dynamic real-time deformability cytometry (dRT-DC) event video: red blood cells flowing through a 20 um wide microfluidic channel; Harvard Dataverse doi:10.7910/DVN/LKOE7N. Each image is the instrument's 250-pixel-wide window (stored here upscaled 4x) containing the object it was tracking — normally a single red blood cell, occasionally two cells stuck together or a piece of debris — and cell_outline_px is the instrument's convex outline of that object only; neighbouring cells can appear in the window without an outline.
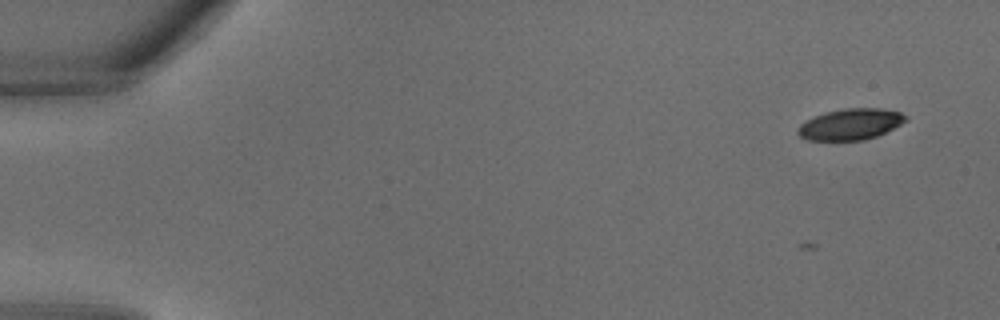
{"species": "common noctule bat (a hibernating species)", "species_latin": "Nyctalus noctula", "temperature_condition": "warm", "stored_images_in_passage": 2, "camera_frame_rate_fps": 3000, "um_per_image_px": 0.085, "animal": {"sex": "male", "body_mass_g": 18.8}, "frame": {"image": 1, "passage_image": 2, "time_ms": 0.333, "image_size_px": [1000, 320], "cell_outline_px": [[908, 120], [876, 136], [864, 140], [808, 140], [800, 136], [796, 132], [796, 128], [804, 120], [824, 112], [844, 108], [880, 108], [900, 112], [908, 116]], "centroid_in_image_um": [72.25, 10.55], "position_along_channel_um": 12.7, "area_um2": 19.65}}